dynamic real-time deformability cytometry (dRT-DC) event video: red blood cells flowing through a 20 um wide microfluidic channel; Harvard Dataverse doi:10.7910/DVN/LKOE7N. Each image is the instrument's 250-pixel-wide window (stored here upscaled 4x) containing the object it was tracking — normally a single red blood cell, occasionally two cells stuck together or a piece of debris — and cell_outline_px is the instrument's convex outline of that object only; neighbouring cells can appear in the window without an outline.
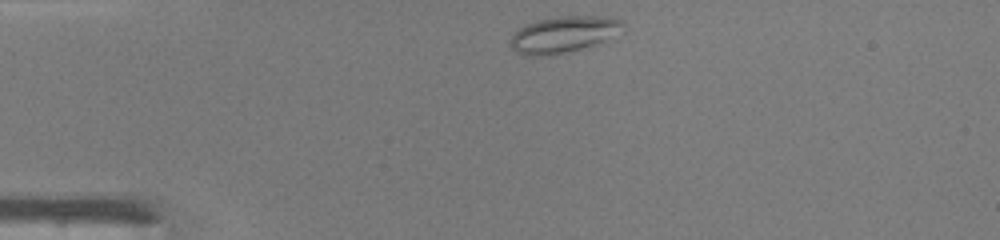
{"species": "common noctule bat (a hibernating species)", "species_latin": "Nyctalus noctula", "temperature_condition": "warm", "stored_images_in_passage": 37, "camera_frame_rate_fps": 3000, "um_per_image_px": 0.085, "animal": {"sex": "male", "body_mass_g": 19.0, "forearm_length_mm": 50.8}, "frame": {"image": 1, "passage_image": 1, "time_ms": 0.0, "image_size_px": [1000, 240], "cell_outline_px": [[624, 32], [604, 40], [556, 56], [524, 56], [516, 52], [508, 44], [512, 36], [524, 24], [536, 20], [560, 16], [608, 16], [620, 20], [624, 24]], "centroid_in_image_um": [47.88, 2.93], "position_along_channel_um": 37.1, "area_um2": 24.16}}
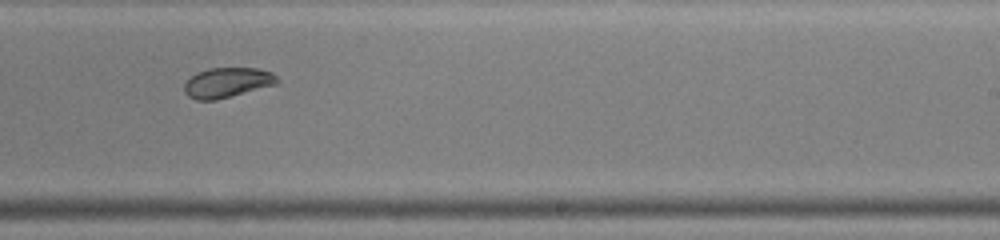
{"frame": {"image": 2, "passage_image": 20, "time_ms": 6.333, "image_size_px": [1000, 240], "cell_outline_px": [[280, 80], [276, 84], [216, 100], [196, 100], [188, 96], [184, 92], [184, 84], [196, 72], [208, 68], [260, 68], [272, 72]], "centroid_in_image_um": [19.31, 7.01], "position_along_channel_um": 269.7, "area_um2": 16.24}}
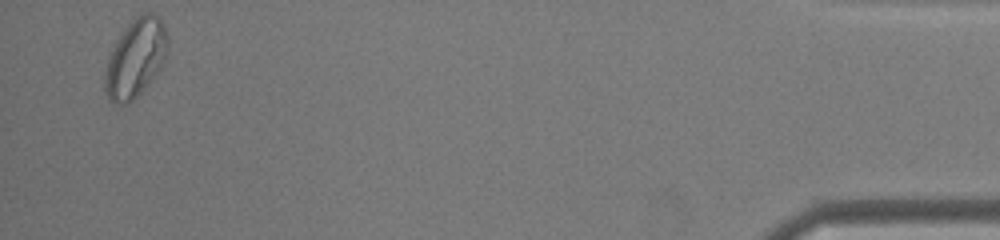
{"frame": {"image": 3, "passage_image": 36, "time_ms": 11.667, "image_size_px": [1000, 240], "cell_outline_px": [[168, 52], [160, 68], [148, 84], [128, 104], [120, 104], [108, 100], [104, 88], [104, 72], [108, 56], [116, 40], [128, 24], [136, 16], [144, 12], [152, 12], [164, 24], [168, 36]], "centroid_in_image_um": [11.51, 4.93], "position_along_channel_um": 423.7, "area_um2": 28.73}, "authors_computed_cell_mechanics": {"area_um2": 18.7272, "velocity_mm_per_s": 4.3262, "shape_relaxation_time_tau1_ms": null, "shape_relaxation_time_tau2_ms": 1.4704, "deformation_change_tau1": null, "deformation_change_tau2": 0.05}}